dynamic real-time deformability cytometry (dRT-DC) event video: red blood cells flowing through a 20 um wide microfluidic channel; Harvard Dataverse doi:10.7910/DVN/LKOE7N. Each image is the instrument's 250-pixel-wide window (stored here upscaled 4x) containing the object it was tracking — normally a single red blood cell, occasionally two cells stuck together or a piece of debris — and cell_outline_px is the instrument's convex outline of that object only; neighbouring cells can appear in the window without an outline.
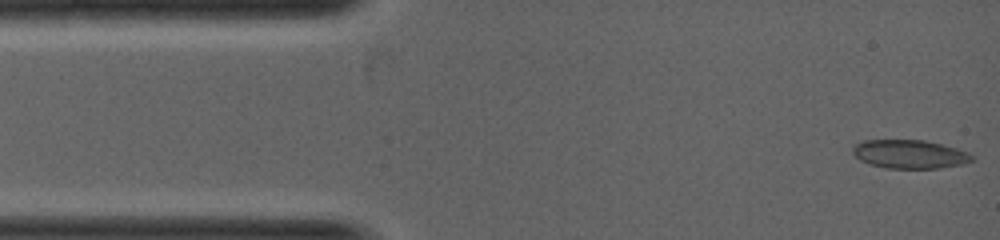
{"species": "common noctule bat (a hibernating species)", "species_latin": "Nyctalus noctula", "temperature_condition": "warm", "stored_images_in_passage": 7, "segment_of_instrument_passage": [1, 2], "camera_frame_rate_fps": 5000, "um_per_image_px": 0.085, "animal": {"sex": "female", "body_mass_g": 19.0, "forearm_length_mm": 53.3}, "frame": {"image": 1, "passage_image": 1, "time_ms": 0.0, "image_size_px": [1000, 240], "cell_outline_px": [[976, 160], [964, 164], [940, 168], [888, 168], [868, 164], [860, 160], [852, 152], [852, 148], [856, 144], [864, 140], [924, 140], [956, 148], [968, 152]], "centroid_in_image_um": [77.34, 13.11], "position_along_channel_um": 7.7, "area_um2": 19.88}}
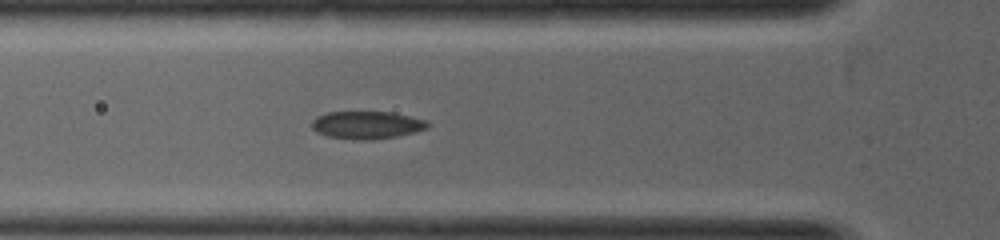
{"frame": {"image": 2, "passage_image": 6, "time_ms": 2.0, "image_size_px": [1000, 240], "cell_outline_px": [[428, 128], [416, 132], [396, 136], [368, 140], [360, 140], [328, 136], [316, 132], [312, 128], [312, 120], [316, 116], [328, 112], [392, 112], [428, 120]], "centroid_in_image_um": [31.19, 10.62], "position_along_channel_um": 94.6, "area_um2": 18.67}}